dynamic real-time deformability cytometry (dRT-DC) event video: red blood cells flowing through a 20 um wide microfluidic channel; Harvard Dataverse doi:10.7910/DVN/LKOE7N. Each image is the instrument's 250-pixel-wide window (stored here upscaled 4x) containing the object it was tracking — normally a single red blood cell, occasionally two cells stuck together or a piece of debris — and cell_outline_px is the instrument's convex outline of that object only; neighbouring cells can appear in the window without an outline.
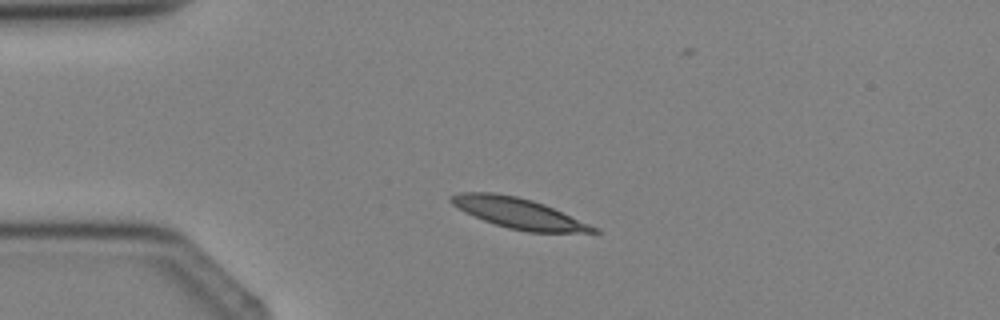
{"species": "Egyptian fruit bat (a non-hibernating species)", "species_latin": "Rousettus aegyptiacus", "temperature_condition": "cold", "stored_images_in_passage": 2, "camera_frame_rate_fps": 3000, "um_per_image_px": 0.085, "animal": {"sex": "female"}, "frame": {"image": 1, "passage_image": 2, "time_ms": 1.0, "image_size_px": [1000, 320], "cell_outline_px": [[600, 232], [528, 232], [508, 228], [484, 220], [464, 212], [452, 204], [448, 200], [448, 196], [460, 192], [492, 192], [516, 196], [532, 200], [544, 204], [600, 228]], "centroid_in_image_um": [44.06, 18.11], "position_along_channel_um": 40.9, "area_um2": 25.2}}